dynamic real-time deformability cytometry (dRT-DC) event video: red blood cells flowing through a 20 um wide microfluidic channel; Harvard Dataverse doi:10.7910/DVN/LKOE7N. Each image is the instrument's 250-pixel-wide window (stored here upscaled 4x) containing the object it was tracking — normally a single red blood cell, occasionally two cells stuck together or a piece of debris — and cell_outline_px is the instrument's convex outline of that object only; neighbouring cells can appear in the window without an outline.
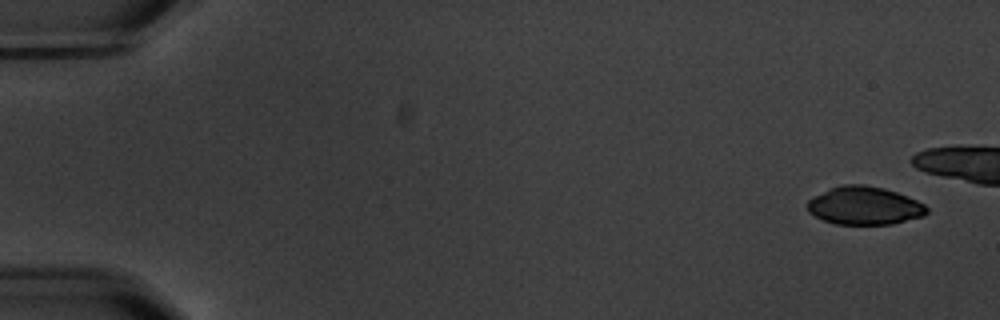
{"species": "common noctule bat (a hibernating species)", "species_latin": "Nyctalus noctula", "temperature_condition": "warm", "stored_images_in_passage": 5, "camera_frame_rate_fps": 3000, "um_per_image_px": 0.085, "animal": {"sex": "male", "body_mass_g": 20.1, "forearm_length_mm": 53.5}, "frame": {"image": 1, "passage_image": 1, "time_ms": 0.0, "image_size_px": [1000, 320], "cell_outline_px": [[928, 212], [924, 216], [892, 224], [836, 224], [824, 220], [808, 212], [804, 204], [808, 200], [828, 188], [844, 184], [864, 184], [884, 188], [908, 196], [924, 204], [928, 208]], "centroid_in_image_um": [73.46, 17.47], "position_along_channel_um": 11.5, "area_um2": 26.7}}